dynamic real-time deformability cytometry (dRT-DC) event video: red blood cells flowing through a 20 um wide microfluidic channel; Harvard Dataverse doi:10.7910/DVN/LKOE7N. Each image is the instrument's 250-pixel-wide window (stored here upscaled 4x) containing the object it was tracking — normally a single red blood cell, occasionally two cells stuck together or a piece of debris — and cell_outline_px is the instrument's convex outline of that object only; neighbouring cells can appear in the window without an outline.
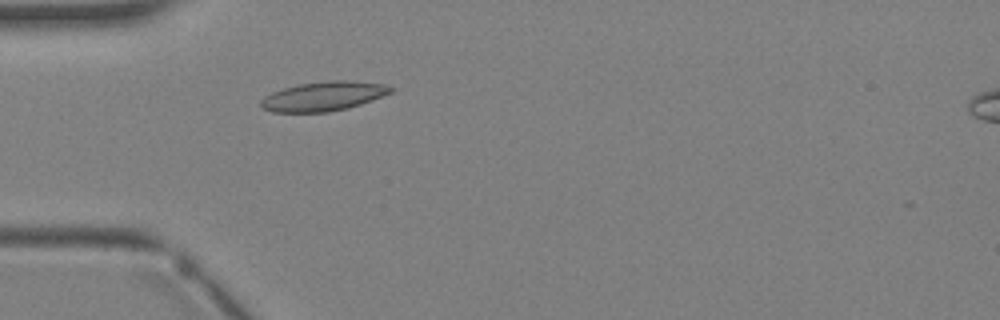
{"species": "Egyptian fruit bat (a non-hibernating species)", "species_latin": "Rousettus aegyptiacus", "temperature_condition": "warm", "stored_images_in_passage": 2, "camera_frame_rate_fps": 3000, "um_per_image_px": 0.085, "animal": {"sex": "female"}, "frame": {"image": 1, "passage_image": 1, "time_ms": 0.0, "image_size_px": [1000, 320], "cell_outline_px": [[396, 88], [392, 92], [360, 104], [348, 108], [328, 112], [272, 112], [260, 108], [260, 100], [264, 96], [272, 92], [284, 88], [300, 84], [328, 80], [344, 80], [384, 84]], "centroid_in_image_um": [27.46, 8.18], "position_along_channel_um": 57.5, "area_um2": 22.2}}